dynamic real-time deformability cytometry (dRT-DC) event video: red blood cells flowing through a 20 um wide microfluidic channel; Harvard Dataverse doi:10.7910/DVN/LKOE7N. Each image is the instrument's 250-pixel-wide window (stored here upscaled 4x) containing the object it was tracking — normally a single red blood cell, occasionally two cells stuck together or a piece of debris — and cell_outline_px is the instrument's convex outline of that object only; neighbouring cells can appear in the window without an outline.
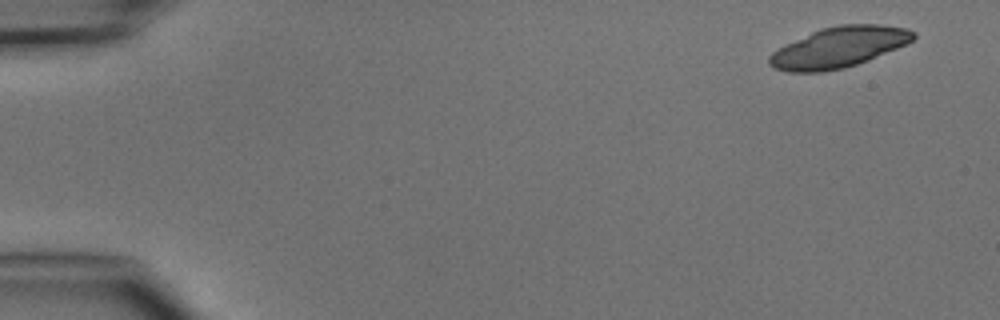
{"species": "common noctule bat (a hibernating species)", "species_latin": "Nyctalus noctula", "temperature_condition": "cold", "stored_images_in_passage": 5, "camera_frame_rate_fps": 3000, "um_per_image_px": 0.085, "animal": {"sex": "male", "body_mass_g": 15.6}, "frame": {"image": 1, "passage_image": 1, "time_ms": 0.0, "image_size_px": [1000, 320], "cell_outline_px": [[916, 36], [912, 40], [896, 48], [868, 60], [844, 68], [820, 72], [788, 72], [776, 68], [768, 64], [768, 56], [776, 48], [820, 28], [840, 24], [880, 24], [908, 28], [916, 32]], "centroid_in_image_um": [71.27, 4.01], "position_along_channel_um": 13.7, "area_um2": 34.1}}